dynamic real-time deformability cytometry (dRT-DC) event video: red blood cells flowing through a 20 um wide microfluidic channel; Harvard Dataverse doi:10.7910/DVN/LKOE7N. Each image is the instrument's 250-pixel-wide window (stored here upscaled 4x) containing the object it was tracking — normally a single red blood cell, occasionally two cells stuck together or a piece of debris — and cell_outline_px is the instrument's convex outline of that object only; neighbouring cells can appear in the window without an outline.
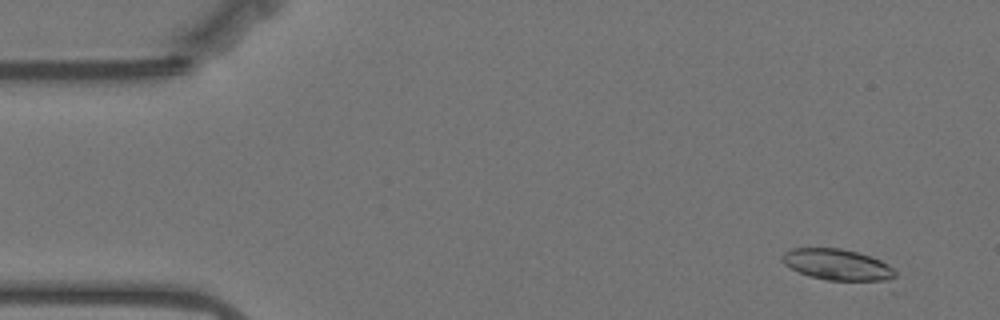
{"species": "Egyptian fruit bat (a non-hibernating species)", "species_latin": "Rousettus aegyptiacus", "temperature_condition": "warm", "stored_images_in_passage": 51, "camera_frame_rate_fps": 3000, "um_per_image_px": 0.085, "animal": {"sex": "female"}, "frame": {"image": 1, "passage_image": 4, "time_ms": 1.0, "image_size_px": [1000, 320], "cell_outline_px": [[896, 276], [888, 284], [884, 284], [828, 280], [808, 276], [784, 264], [780, 256], [784, 252], [792, 248], [840, 248], [856, 252], [880, 260], [888, 264], [896, 272]], "centroid_in_image_um": [71.28, 22.55], "position_along_channel_um": 13.7, "area_um2": 21.27}}
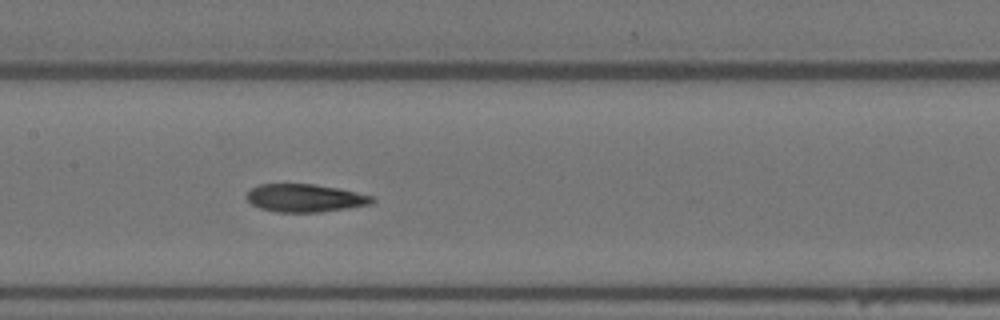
{"frame": {"image": 2, "passage_image": 27, "time_ms": 8.667, "image_size_px": [1000, 320], "cell_outline_px": [[376, 200], [372, 204], [320, 212], [276, 212], [260, 208], [252, 204], [244, 196], [252, 188], [260, 184], [316, 184], [376, 196]], "centroid_in_image_um": [25.95, 16.83], "position_along_channel_um": 181.5, "area_um2": 20.46}}
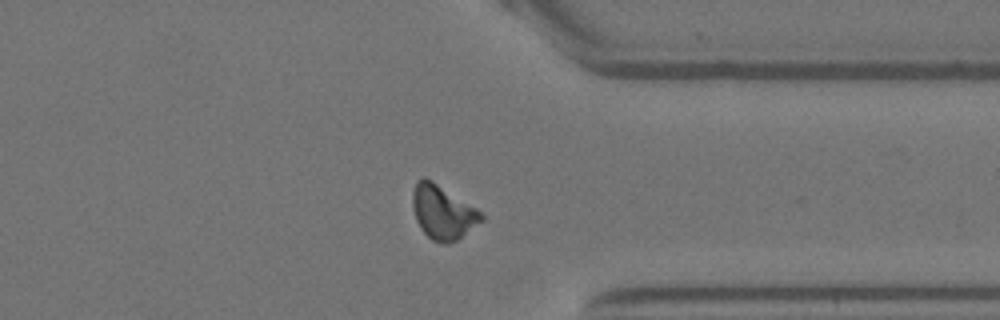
{"frame": {"image": 3, "passage_image": 44, "time_ms": 14.333, "image_size_px": [1000, 320], "cell_outline_px": [[484, 220], [456, 240], [444, 244], [432, 240], [420, 228], [416, 220], [412, 208], [412, 192], [416, 180], [424, 176], [432, 180], [476, 208], [484, 216]], "centroid_in_image_um": [37.6, 18.02], "position_along_channel_um": 373.8, "area_um2": 21.56}, "authors_computed_cell_mechanics": {"area_um2": 20.8658, "velocity_mm_per_s": 3.4928, "shape_relaxation_time_tau1_ms": null, "shape_relaxation_time_tau2_ms": 2.976, "deformation_change_tau1": null, "deformation_change_tau2": 0.1131}}